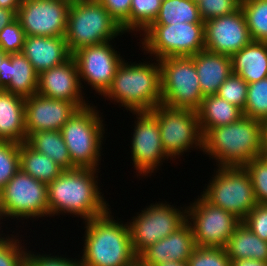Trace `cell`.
Masks as SVG:
<instances>
[{
    "instance_id": "1",
    "label": "cell",
    "mask_w": 267,
    "mask_h": 266,
    "mask_svg": "<svg viewBox=\"0 0 267 266\" xmlns=\"http://www.w3.org/2000/svg\"><path fill=\"white\" fill-rule=\"evenodd\" d=\"M97 170L99 169L63 170L50 182L47 185L48 216L69 213L86 221L107 213L111 208L98 187Z\"/></svg>"
},
{
    "instance_id": "2",
    "label": "cell",
    "mask_w": 267,
    "mask_h": 266,
    "mask_svg": "<svg viewBox=\"0 0 267 266\" xmlns=\"http://www.w3.org/2000/svg\"><path fill=\"white\" fill-rule=\"evenodd\" d=\"M217 167L244 166L264 154L263 122L243 116L239 121L210 129L203 136V151Z\"/></svg>"
},
{
    "instance_id": "3",
    "label": "cell",
    "mask_w": 267,
    "mask_h": 266,
    "mask_svg": "<svg viewBox=\"0 0 267 266\" xmlns=\"http://www.w3.org/2000/svg\"><path fill=\"white\" fill-rule=\"evenodd\" d=\"M111 210L86 220L82 263L84 266H134L138 257L131 245L128 222L114 220Z\"/></svg>"
},
{
    "instance_id": "4",
    "label": "cell",
    "mask_w": 267,
    "mask_h": 266,
    "mask_svg": "<svg viewBox=\"0 0 267 266\" xmlns=\"http://www.w3.org/2000/svg\"><path fill=\"white\" fill-rule=\"evenodd\" d=\"M156 62L129 64L124 59L103 97L114 100L127 111H151L162 101L159 60Z\"/></svg>"
},
{
    "instance_id": "5",
    "label": "cell",
    "mask_w": 267,
    "mask_h": 266,
    "mask_svg": "<svg viewBox=\"0 0 267 266\" xmlns=\"http://www.w3.org/2000/svg\"><path fill=\"white\" fill-rule=\"evenodd\" d=\"M123 35L120 25L98 0H72L65 40L71 55L77 50Z\"/></svg>"
},
{
    "instance_id": "6",
    "label": "cell",
    "mask_w": 267,
    "mask_h": 266,
    "mask_svg": "<svg viewBox=\"0 0 267 266\" xmlns=\"http://www.w3.org/2000/svg\"><path fill=\"white\" fill-rule=\"evenodd\" d=\"M96 106L79 108L63 125L61 134L76 168H99L105 128Z\"/></svg>"
},
{
    "instance_id": "7",
    "label": "cell",
    "mask_w": 267,
    "mask_h": 266,
    "mask_svg": "<svg viewBox=\"0 0 267 266\" xmlns=\"http://www.w3.org/2000/svg\"><path fill=\"white\" fill-rule=\"evenodd\" d=\"M161 104L170 108L197 111L203 100L199 77L192 57L159 59Z\"/></svg>"
},
{
    "instance_id": "8",
    "label": "cell",
    "mask_w": 267,
    "mask_h": 266,
    "mask_svg": "<svg viewBox=\"0 0 267 266\" xmlns=\"http://www.w3.org/2000/svg\"><path fill=\"white\" fill-rule=\"evenodd\" d=\"M142 35V48L155 59L191 57L205 50L204 23L150 25ZM153 54V55H152Z\"/></svg>"
},
{
    "instance_id": "9",
    "label": "cell",
    "mask_w": 267,
    "mask_h": 266,
    "mask_svg": "<svg viewBox=\"0 0 267 266\" xmlns=\"http://www.w3.org/2000/svg\"><path fill=\"white\" fill-rule=\"evenodd\" d=\"M202 196L241 221L256 206L251 178L243 166L218 167Z\"/></svg>"
},
{
    "instance_id": "10",
    "label": "cell",
    "mask_w": 267,
    "mask_h": 266,
    "mask_svg": "<svg viewBox=\"0 0 267 266\" xmlns=\"http://www.w3.org/2000/svg\"><path fill=\"white\" fill-rule=\"evenodd\" d=\"M166 203H152L128 222L132 249L137 257L150 245L167 237L187 222L186 207H181V211Z\"/></svg>"
},
{
    "instance_id": "11",
    "label": "cell",
    "mask_w": 267,
    "mask_h": 266,
    "mask_svg": "<svg viewBox=\"0 0 267 266\" xmlns=\"http://www.w3.org/2000/svg\"><path fill=\"white\" fill-rule=\"evenodd\" d=\"M158 121L165 153L168 157L179 158L190 148L203 150V135L200 130L197 111L175 109L157 105L150 111Z\"/></svg>"
},
{
    "instance_id": "12",
    "label": "cell",
    "mask_w": 267,
    "mask_h": 266,
    "mask_svg": "<svg viewBox=\"0 0 267 266\" xmlns=\"http://www.w3.org/2000/svg\"><path fill=\"white\" fill-rule=\"evenodd\" d=\"M198 197L187 206V223L196 246L225 248L242 221L233 213L209 203L202 195Z\"/></svg>"
},
{
    "instance_id": "13",
    "label": "cell",
    "mask_w": 267,
    "mask_h": 266,
    "mask_svg": "<svg viewBox=\"0 0 267 266\" xmlns=\"http://www.w3.org/2000/svg\"><path fill=\"white\" fill-rule=\"evenodd\" d=\"M0 207L4 219L45 217L48 215L47 185L19 169L0 191Z\"/></svg>"
},
{
    "instance_id": "14",
    "label": "cell",
    "mask_w": 267,
    "mask_h": 266,
    "mask_svg": "<svg viewBox=\"0 0 267 266\" xmlns=\"http://www.w3.org/2000/svg\"><path fill=\"white\" fill-rule=\"evenodd\" d=\"M72 0H22L17 19L25 36L65 37Z\"/></svg>"
},
{
    "instance_id": "15",
    "label": "cell",
    "mask_w": 267,
    "mask_h": 266,
    "mask_svg": "<svg viewBox=\"0 0 267 266\" xmlns=\"http://www.w3.org/2000/svg\"><path fill=\"white\" fill-rule=\"evenodd\" d=\"M115 50L109 41L83 47L72 54L82 88L81 81L84 80L98 95L102 96L107 91L124 60Z\"/></svg>"
},
{
    "instance_id": "16",
    "label": "cell",
    "mask_w": 267,
    "mask_h": 266,
    "mask_svg": "<svg viewBox=\"0 0 267 266\" xmlns=\"http://www.w3.org/2000/svg\"><path fill=\"white\" fill-rule=\"evenodd\" d=\"M131 113L137 118L130 146L132 164L138 172L137 177L148 176L169 157L162 144L157 118L150 111Z\"/></svg>"
},
{
    "instance_id": "17",
    "label": "cell",
    "mask_w": 267,
    "mask_h": 266,
    "mask_svg": "<svg viewBox=\"0 0 267 266\" xmlns=\"http://www.w3.org/2000/svg\"><path fill=\"white\" fill-rule=\"evenodd\" d=\"M204 36L205 50L230 57L252 41L241 8L205 21Z\"/></svg>"
},
{
    "instance_id": "18",
    "label": "cell",
    "mask_w": 267,
    "mask_h": 266,
    "mask_svg": "<svg viewBox=\"0 0 267 266\" xmlns=\"http://www.w3.org/2000/svg\"><path fill=\"white\" fill-rule=\"evenodd\" d=\"M79 107L73 102L52 99L38 93L25 98L27 137L37 131H60Z\"/></svg>"
},
{
    "instance_id": "19",
    "label": "cell",
    "mask_w": 267,
    "mask_h": 266,
    "mask_svg": "<svg viewBox=\"0 0 267 266\" xmlns=\"http://www.w3.org/2000/svg\"><path fill=\"white\" fill-rule=\"evenodd\" d=\"M37 93L48 98L73 102L79 108L89 105L82 96L78 68L72 56L63 64L38 74Z\"/></svg>"
},
{
    "instance_id": "20",
    "label": "cell",
    "mask_w": 267,
    "mask_h": 266,
    "mask_svg": "<svg viewBox=\"0 0 267 266\" xmlns=\"http://www.w3.org/2000/svg\"><path fill=\"white\" fill-rule=\"evenodd\" d=\"M196 248L190 225L186 222L178 230L150 245L139 256L142 266H156L168 261H187Z\"/></svg>"
},
{
    "instance_id": "21",
    "label": "cell",
    "mask_w": 267,
    "mask_h": 266,
    "mask_svg": "<svg viewBox=\"0 0 267 266\" xmlns=\"http://www.w3.org/2000/svg\"><path fill=\"white\" fill-rule=\"evenodd\" d=\"M21 53L38 74L63 64L72 56L65 37L25 36Z\"/></svg>"
},
{
    "instance_id": "22",
    "label": "cell",
    "mask_w": 267,
    "mask_h": 266,
    "mask_svg": "<svg viewBox=\"0 0 267 266\" xmlns=\"http://www.w3.org/2000/svg\"><path fill=\"white\" fill-rule=\"evenodd\" d=\"M38 73L22 53L8 54L0 70V90L22 97L37 93Z\"/></svg>"
},
{
    "instance_id": "23",
    "label": "cell",
    "mask_w": 267,
    "mask_h": 266,
    "mask_svg": "<svg viewBox=\"0 0 267 266\" xmlns=\"http://www.w3.org/2000/svg\"><path fill=\"white\" fill-rule=\"evenodd\" d=\"M203 97L216 95L220 86L232 73L231 57L207 50L191 56Z\"/></svg>"
},
{
    "instance_id": "24",
    "label": "cell",
    "mask_w": 267,
    "mask_h": 266,
    "mask_svg": "<svg viewBox=\"0 0 267 266\" xmlns=\"http://www.w3.org/2000/svg\"><path fill=\"white\" fill-rule=\"evenodd\" d=\"M26 140L25 97L0 90V141Z\"/></svg>"
},
{
    "instance_id": "25",
    "label": "cell",
    "mask_w": 267,
    "mask_h": 266,
    "mask_svg": "<svg viewBox=\"0 0 267 266\" xmlns=\"http://www.w3.org/2000/svg\"><path fill=\"white\" fill-rule=\"evenodd\" d=\"M232 73L248 84L267 77V42L251 41L231 56Z\"/></svg>"
},
{
    "instance_id": "26",
    "label": "cell",
    "mask_w": 267,
    "mask_h": 266,
    "mask_svg": "<svg viewBox=\"0 0 267 266\" xmlns=\"http://www.w3.org/2000/svg\"><path fill=\"white\" fill-rule=\"evenodd\" d=\"M197 115L203 136L212 128L239 121L244 116L243 110L218 95L203 97Z\"/></svg>"
},
{
    "instance_id": "27",
    "label": "cell",
    "mask_w": 267,
    "mask_h": 266,
    "mask_svg": "<svg viewBox=\"0 0 267 266\" xmlns=\"http://www.w3.org/2000/svg\"><path fill=\"white\" fill-rule=\"evenodd\" d=\"M225 249L230 260L248 258L267 262V241L254 234L243 222L235 228Z\"/></svg>"
},
{
    "instance_id": "28",
    "label": "cell",
    "mask_w": 267,
    "mask_h": 266,
    "mask_svg": "<svg viewBox=\"0 0 267 266\" xmlns=\"http://www.w3.org/2000/svg\"><path fill=\"white\" fill-rule=\"evenodd\" d=\"M26 143L38 153L50 157L63 170L76 168L71 161L61 131L32 132Z\"/></svg>"
},
{
    "instance_id": "29",
    "label": "cell",
    "mask_w": 267,
    "mask_h": 266,
    "mask_svg": "<svg viewBox=\"0 0 267 266\" xmlns=\"http://www.w3.org/2000/svg\"><path fill=\"white\" fill-rule=\"evenodd\" d=\"M20 169L46 185L63 171L50 157L38 153L26 142L20 143Z\"/></svg>"
},
{
    "instance_id": "30",
    "label": "cell",
    "mask_w": 267,
    "mask_h": 266,
    "mask_svg": "<svg viewBox=\"0 0 267 266\" xmlns=\"http://www.w3.org/2000/svg\"><path fill=\"white\" fill-rule=\"evenodd\" d=\"M180 22L204 23L198 4L193 0H162L158 15L151 25H173Z\"/></svg>"
},
{
    "instance_id": "31",
    "label": "cell",
    "mask_w": 267,
    "mask_h": 266,
    "mask_svg": "<svg viewBox=\"0 0 267 266\" xmlns=\"http://www.w3.org/2000/svg\"><path fill=\"white\" fill-rule=\"evenodd\" d=\"M252 41L267 42V0H241Z\"/></svg>"
},
{
    "instance_id": "32",
    "label": "cell",
    "mask_w": 267,
    "mask_h": 266,
    "mask_svg": "<svg viewBox=\"0 0 267 266\" xmlns=\"http://www.w3.org/2000/svg\"><path fill=\"white\" fill-rule=\"evenodd\" d=\"M243 114L263 123L267 120V77L248 84Z\"/></svg>"
},
{
    "instance_id": "33",
    "label": "cell",
    "mask_w": 267,
    "mask_h": 266,
    "mask_svg": "<svg viewBox=\"0 0 267 266\" xmlns=\"http://www.w3.org/2000/svg\"><path fill=\"white\" fill-rule=\"evenodd\" d=\"M161 4L162 0H132L130 31L144 32L157 17Z\"/></svg>"
},
{
    "instance_id": "34",
    "label": "cell",
    "mask_w": 267,
    "mask_h": 266,
    "mask_svg": "<svg viewBox=\"0 0 267 266\" xmlns=\"http://www.w3.org/2000/svg\"><path fill=\"white\" fill-rule=\"evenodd\" d=\"M20 169V143L0 141V191Z\"/></svg>"
},
{
    "instance_id": "35",
    "label": "cell",
    "mask_w": 267,
    "mask_h": 266,
    "mask_svg": "<svg viewBox=\"0 0 267 266\" xmlns=\"http://www.w3.org/2000/svg\"><path fill=\"white\" fill-rule=\"evenodd\" d=\"M243 167L251 178L256 202L267 204V156H257Z\"/></svg>"
},
{
    "instance_id": "36",
    "label": "cell",
    "mask_w": 267,
    "mask_h": 266,
    "mask_svg": "<svg viewBox=\"0 0 267 266\" xmlns=\"http://www.w3.org/2000/svg\"><path fill=\"white\" fill-rule=\"evenodd\" d=\"M248 83L239 75L231 73L220 86L216 95L236 105L241 110L246 106Z\"/></svg>"
},
{
    "instance_id": "37",
    "label": "cell",
    "mask_w": 267,
    "mask_h": 266,
    "mask_svg": "<svg viewBox=\"0 0 267 266\" xmlns=\"http://www.w3.org/2000/svg\"><path fill=\"white\" fill-rule=\"evenodd\" d=\"M189 266H231L225 248L196 246L187 260Z\"/></svg>"
},
{
    "instance_id": "38",
    "label": "cell",
    "mask_w": 267,
    "mask_h": 266,
    "mask_svg": "<svg viewBox=\"0 0 267 266\" xmlns=\"http://www.w3.org/2000/svg\"><path fill=\"white\" fill-rule=\"evenodd\" d=\"M12 236L0 243V266H26L27 248L22 247L16 235Z\"/></svg>"
},
{
    "instance_id": "39",
    "label": "cell",
    "mask_w": 267,
    "mask_h": 266,
    "mask_svg": "<svg viewBox=\"0 0 267 266\" xmlns=\"http://www.w3.org/2000/svg\"><path fill=\"white\" fill-rule=\"evenodd\" d=\"M24 40L25 33L17 18L0 31V48L7 54L21 53Z\"/></svg>"
},
{
    "instance_id": "40",
    "label": "cell",
    "mask_w": 267,
    "mask_h": 266,
    "mask_svg": "<svg viewBox=\"0 0 267 266\" xmlns=\"http://www.w3.org/2000/svg\"><path fill=\"white\" fill-rule=\"evenodd\" d=\"M241 0H201L199 14L203 22L224 15H230L240 8Z\"/></svg>"
},
{
    "instance_id": "41",
    "label": "cell",
    "mask_w": 267,
    "mask_h": 266,
    "mask_svg": "<svg viewBox=\"0 0 267 266\" xmlns=\"http://www.w3.org/2000/svg\"><path fill=\"white\" fill-rule=\"evenodd\" d=\"M120 25L123 32L130 31V8L132 0H98Z\"/></svg>"
},
{
    "instance_id": "42",
    "label": "cell",
    "mask_w": 267,
    "mask_h": 266,
    "mask_svg": "<svg viewBox=\"0 0 267 266\" xmlns=\"http://www.w3.org/2000/svg\"><path fill=\"white\" fill-rule=\"evenodd\" d=\"M254 234L267 241V204H259L242 220Z\"/></svg>"
},
{
    "instance_id": "43",
    "label": "cell",
    "mask_w": 267,
    "mask_h": 266,
    "mask_svg": "<svg viewBox=\"0 0 267 266\" xmlns=\"http://www.w3.org/2000/svg\"><path fill=\"white\" fill-rule=\"evenodd\" d=\"M58 256V257H57ZM51 256V254H34L31 251H28L26 258V266H84L81 259L75 260L73 258L68 259L67 257L59 255ZM74 260V261H73Z\"/></svg>"
},
{
    "instance_id": "44",
    "label": "cell",
    "mask_w": 267,
    "mask_h": 266,
    "mask_svg": "<svg viewBox=\"0 0 267 266\" xmlns=\"http://www.w3.org/2000/svg\"><path fill=\"white\" fill-rule=\"evenodd\" d=\"M17 18L14 10L0 7V31Z\"/></svg>"
},
{
    "instance_id": "45",
    "label": "cell",
    "mask_w": 267,
    "mask_h": 266,
    "mask_svg": "<svg viewBox=\"0 0 267 266\" xmlns=\"http://www.w3.org/2000/svg\"><path fill=\"white\" fill-rule=\"evenodd\" d=\"M231 266H267V262L255 259L231 260Z\"/></svg>"
},
{
    "instance_id": "46",
    "label": "cell",
    "mask_w": 267,
    "mask_h": 266,
    "mask_svg": "<svg viewBox=\"0 0 267 266\" xmlns=\"http://www.w3.org/2000/svg\"><path fill=\"white\" fill-rule=\"evenodd\" d=\"M22 0H0V7L14 10L16 13Z\"/></svg>"
},
{
    "instance_id": "47",
    "label": "cell",
    "mask_w": 267,
    "mask_h": 266,
    "mask_svg": "<svg viewBox=\"0 0 267 266\" xmlns=\"http://www.w3.org/2000/svg\"><path fill=\"white\" fill-rule=\"evenodd\" d=\"M156 266H189L187 261H168L157 264Z\"/></svg>"
},
{
    "instance_id": "48",
    "label": "cell",
    "mask_w": 267,
    "mask_h": 266,
    "mask_svg": "<svg viewBox=\"0 0 267 266\" xmlns=\"http://www.w3.org/2000/svg\"><path fill=\"white\" fill-rule=\"evenodd\" d=\"M264 132V154L267 156V120L263 123Z\"/></svg>"
},
{
    "instance_id": "49",
    "label": "cell",
    "mask_w": 267,
    "mask_h": 266,
    "mask_svg": "<svg viewBox=\"0 0 267 266\" xmlns=\"http://www.w3.org/2000/svg\"><path fill=\"white\" fill-rule=\"evenodd\" d=\"M8 54L6 52H4L1 48H0V70H2L3 68V59L7 56Z\"/></svg>"
},
{
    "instance_id": "50",
    "label": "cell",
    "mask_w": 267,
    "mask_h": 266,
    "mask_svg": "<svg viewBox=\"0 0 267 266\" xmlns=\"http://www.w3.org/2000/svg\"><path fill=\"white\" fill-rule=\"evenodd\" d=\"M3 216H4V214H3V211H2V209H1V207H0V219H3ZM1 224V223H0ZM0 229H1V227H0ZM2 234H0V243L1 242H3L5 239H7V236H6V238L4 237V235H3V237L1 236Z\"/></svg>"
},
{
    "instance_id": "51",
    "label": "cell",
    "mask_w": 267,
    "mask_h": 266,
    "mask_svg": "<svg viewBox=\"0 0 267 266\" xmlns=\"http://www.w3.org/2000/svg\"><path fill=\"white\" fill-rule=\"evenodd\" d=\"M196 4H198L201 0H193Z\"/></svg>"
},
{
    "instance_id": "52",
    "label": "cell",
    "mask_w": 267,
    "mask_h": 266,
    "mask_svg": "<svg viewBox=\"0 0 267 266\" xmlns=\"http://www.w3.org/2000/svg\"><path fill=\"white\" fill-rule=\"evenodd\" d=\"M134 266H142L139 262H137Z\"/></svg>"
}]
</instances>
